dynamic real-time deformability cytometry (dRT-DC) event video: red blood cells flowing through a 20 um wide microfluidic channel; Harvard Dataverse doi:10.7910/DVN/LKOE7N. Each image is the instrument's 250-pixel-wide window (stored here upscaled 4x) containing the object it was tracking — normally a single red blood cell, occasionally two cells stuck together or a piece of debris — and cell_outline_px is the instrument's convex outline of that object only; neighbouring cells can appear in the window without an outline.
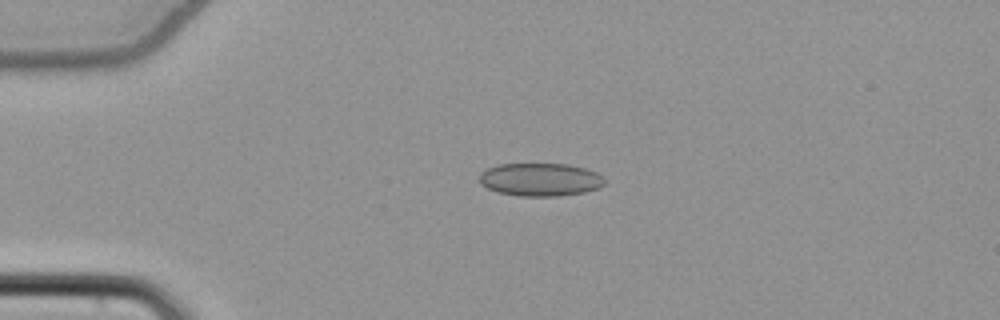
{"species": "common noctule bat (a hibernating species)", "species_latin": "Nyctalus noctula", "temperature_condition": "cold", "stored_images_in_passage": 48, "camera_frame_rate_fps": 3000, "um_per_image_px": 0.085, "animal": {"sex": "female", "body_mass_g": 22.7, "forearm_length_mm": 54.2}, "frame": {"image": 1, "passage_image": 7, "time_ms": 2.0, "image_size_px": [1000, 320], "cell_outline_px": [[604, 184], [600, 188], [584, 192], [556, 196], [516, 196], [500, 192], [488, 188], [480, 184], [480, 172], [496, 164], [568, 164], [584, 168], [596, 172], [604, 176]], "centroid_in_image_um": [45.93, 15.26], "position_along_channel_um": 39.1, "area_um2": 24.16}}
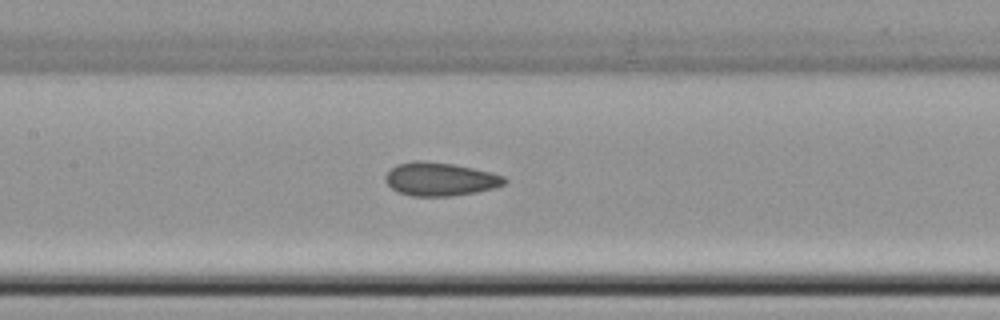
{"frame": {"image": 2, "passage_image": 20, "time_ms": 6.333, "image_size_px": [1000, 320], "cell_outline_px": [[508, 180], [504, 184], [492, 188], [476, 192], [452, 196], [412, 196], [400, 192], [392, 188], [384, 180], [384, 176], [396, 164], [412, 160], [424, 160], [456, 164], [492, 172], [504, 176]], "centroid_in_image_um": [37.41, 15.21], "position_along_channel_um": 170.0, "area_um2": 23.35}}
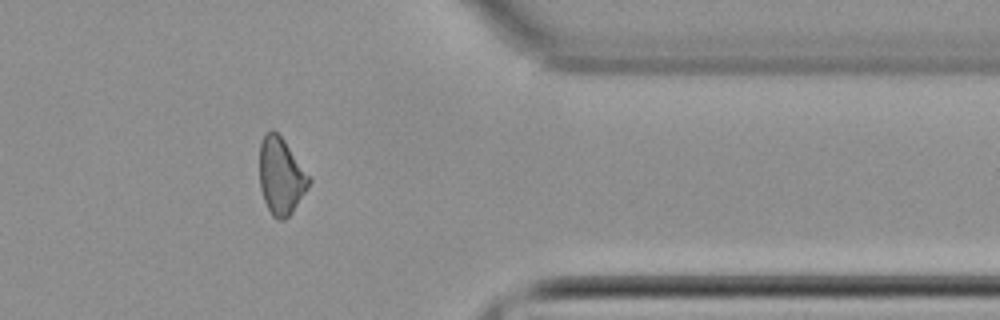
{"frame": {"image": 3, "passage_image": 38, "time_ms": 12.333, "image_size_px": [1000, 320], "cell_outline_px": [[312, 180], [308, 188], [292, 212], [284, 220], [276, 220], [272, 216], [264, 200], [260, 188], [260, 144], [264, 136], [272, 128], [284, 140], [312, 176]], "centroid_in_image_um": [23.91, 14.98], "position_along_channel_um": 387.5, "area_um2": 22.31}, "authors_computed_cell_mechanics": {"area_um2": 23.0911, "velocity_mm_per_s": 3.8722, "shape_relaxation_time_tau1_ms": null, "shape_relaxation_time_tau2_ms": 4.1706, "deformation_change_tau1": null, "deformation_change_tau2": 0.0877}}